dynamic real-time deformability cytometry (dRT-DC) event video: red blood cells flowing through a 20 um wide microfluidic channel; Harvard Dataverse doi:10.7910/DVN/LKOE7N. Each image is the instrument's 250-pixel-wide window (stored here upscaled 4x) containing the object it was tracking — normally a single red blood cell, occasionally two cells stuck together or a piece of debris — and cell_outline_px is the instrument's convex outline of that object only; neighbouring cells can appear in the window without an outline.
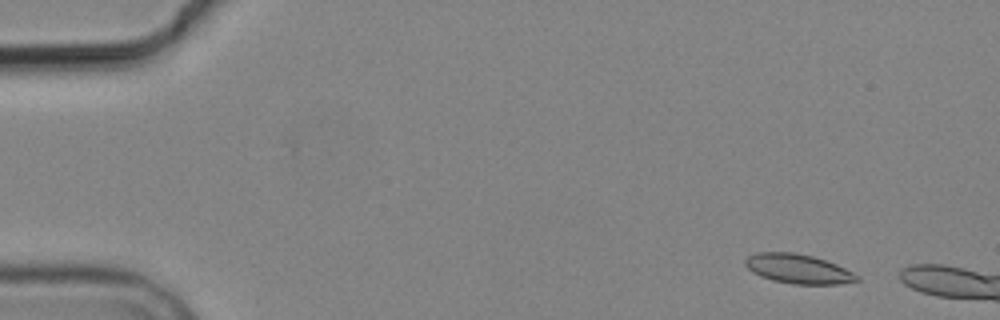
{"species": "common noctule bat (a hibernating species)", "species_latin": "Nyctalus noctula", "temperature_condition": "cold", "stored_images_in_passage": 4, "camera_frame_rate_fps": 3000, "um_per_image_px": 0.085, "animal": {"sex": "male", "body_mass_g": 19.2, "forearm_length_mm": 51.8}, "frame": {"image": 1, "passage_image": 2, "time_ms": 1.333, "image_size_px": [1000, 320], "cell_outline_px": [[860, 280], [840, 284], [792, 284], [772, 280], [760, 276], [752, 272], [744, 264], [744, 260], [748, 256], [756, 252], [792, 252], [812, 256], [836, 264], [860, 276]], "centroid_in_image_um": [67.82, 22.85], "position_along_channel_um": 17.2, "area_um2": 19.13}}